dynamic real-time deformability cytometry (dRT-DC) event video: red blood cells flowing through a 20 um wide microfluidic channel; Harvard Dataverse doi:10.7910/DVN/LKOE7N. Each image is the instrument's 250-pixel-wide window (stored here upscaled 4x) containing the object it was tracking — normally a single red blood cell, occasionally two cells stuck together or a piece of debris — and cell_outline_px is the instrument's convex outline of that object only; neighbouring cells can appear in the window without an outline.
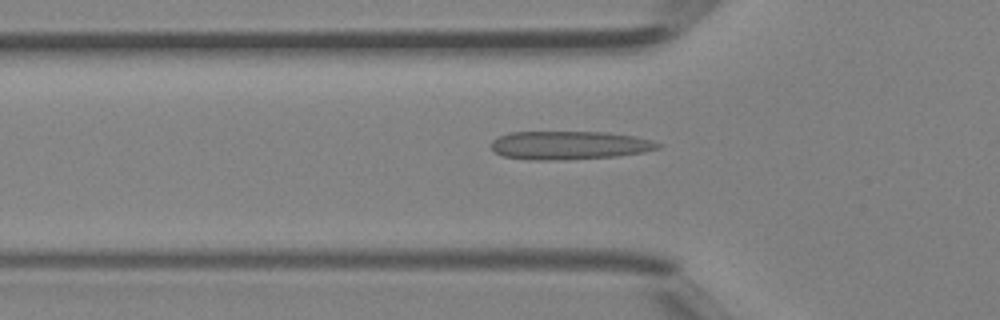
{"species": "Egyptian fruit bat (a non-hibernating species)", "species_latin": "Rousettus aegyptiacus", "temperature_condition": "room temperature", "stored_images_in_passage": 42, "camera_frame_rate_fps": 3000, "um_per_image_px": 0.085, "animal": {"sex": "female"}, "frame": {"image": 1, "passage_image": 14, "time_ms": 4.333, "image_size_px": [1000, 320], "cell_outline_px": [[664, 144], [660, 148], [644, 152], [616, 156], [564, 160], [532, 160], [504, 156], [496, 152], [492, 148], [492, 140], [508, 132], [604, 132], [632, 136], [652, 140]], "centroid_in_image_um": [48.42, 12.35], "position_along_channel_um": 77.4, "area_um2": 27.63}}
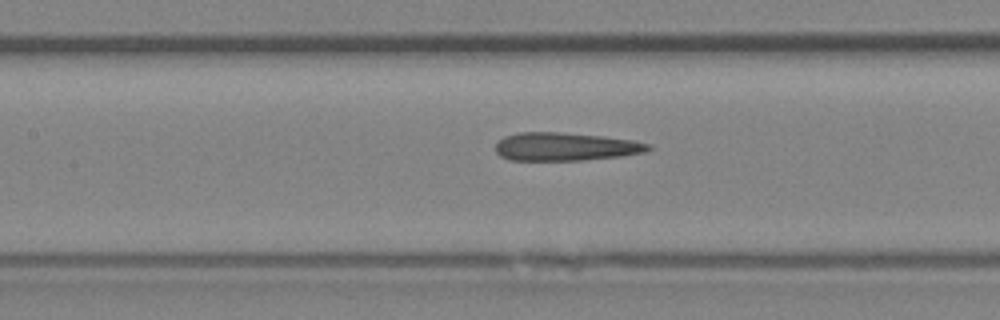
{"frame": {"image": 2, "passage_image": 19, "time_ms": 6.0, "image_size_px": [1000, 320], "cell_outline_px": [[652, 148], [648, 152], [620, 156], [584, 160], [508, 160], [500, 156], [496, 152], [496, 144], [504, 136], [516, 132], [560, 132], [604, 136], [632, 140], [652, 144]], "centroid_in_image_um": [48.08, 12.46], "position_along_channel_um": 159.3, "area_um2": 25.32}}
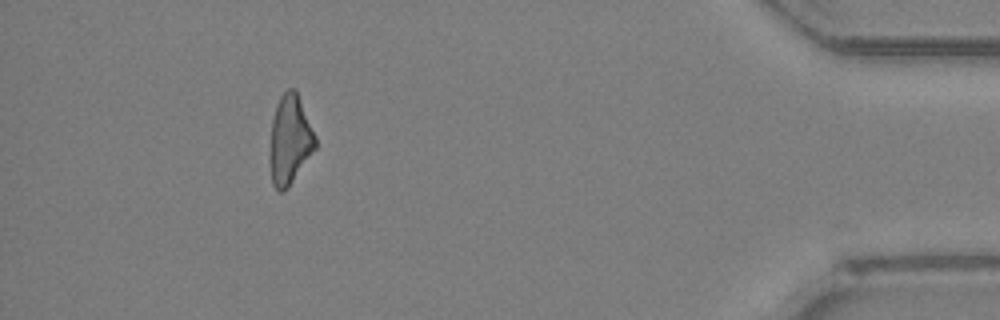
{"frame": {"image": 3, "passage_image": 38, "time_ms": 12.333, "image_size_px": [1000, 320], "cell_outline_px": [[316, 148], [288, 188], [284, 192], [280, 192], [272, 184], [268, 160], [268, 156], [272, 120], [276, 104], [280, 96], [288, 88], [296, 88], [316, 136]], "centroid_in_image_um": [24.61, 11.89], "position_along_channel_um": 410.6, "area_um2": 24.16}}